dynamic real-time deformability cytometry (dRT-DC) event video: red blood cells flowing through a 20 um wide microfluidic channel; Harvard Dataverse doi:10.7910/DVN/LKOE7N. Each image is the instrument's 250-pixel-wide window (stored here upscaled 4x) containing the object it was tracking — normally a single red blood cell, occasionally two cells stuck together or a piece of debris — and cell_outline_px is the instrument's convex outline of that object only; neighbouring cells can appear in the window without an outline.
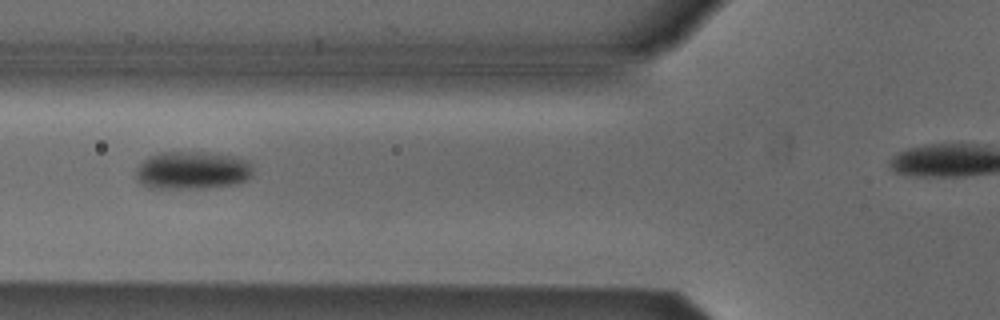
{"species": "Egyptian fruit bat (a non-hibernating species)", "species_latin": "Rousettus aegyptiacus", "temperature_condition": "cold", "stored_images_in_passage": 2, "camera_frame_rate_fps": 3000, "um_per_image_px": 0.085, "animal": {"sex": "male"}, "frame": {"image": 1, "passage_image": 2, "time_ms": 1.333, "image_size_px": [1000, 320], "cell_outline_px": [[252, 176], [248, 180], [240, 184], [204, 188], [148, 188], [136, 180], [136, 168], [148, 156], [160, 152], [212, 152], [232, 156], [248, 160], [252, 168]], "centroid_in_image_um": [16.36, 14.48], "position_along_channel_um": 109.4, "area_um2": 26.3}}